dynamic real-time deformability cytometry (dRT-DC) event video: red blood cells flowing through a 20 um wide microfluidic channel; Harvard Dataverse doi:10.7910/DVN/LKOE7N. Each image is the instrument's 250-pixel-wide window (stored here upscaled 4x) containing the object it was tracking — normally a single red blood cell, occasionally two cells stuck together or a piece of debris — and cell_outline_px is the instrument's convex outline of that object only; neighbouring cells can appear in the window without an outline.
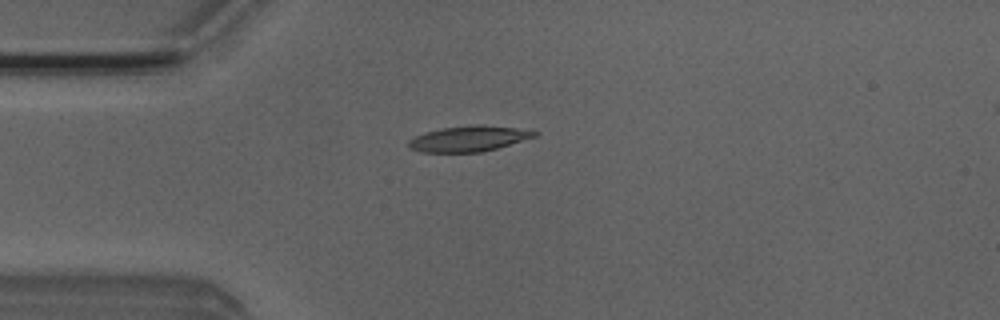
{"species": "Egyptian fruit bat (a non-hibernating species)", "species_latin": "Rousettus aegyptiacus", "temperature_condition": "room temperature", "stored_images_in_passage": 51, "camera_frame_rate_fps": 3000, "um_per_image_px": 0.085, "animal": {"sex": "male"}, "frame": {"image": 1, "passage_image": 13, "time_ms": 4.0, "image_size_px": [1000, 320], "cell_outline_px": [[536, 136], [496, 148], [480, 152], [420, 152], [408, 148], [408, 140], [424, 132], [440, 128], [472, 124], [480, 124], [516, 128], [536, 132]], "centroid_in_image_um": [39.76, 11.78], "position_along_channel_um": 45.2, "area_um2": 18.67}}
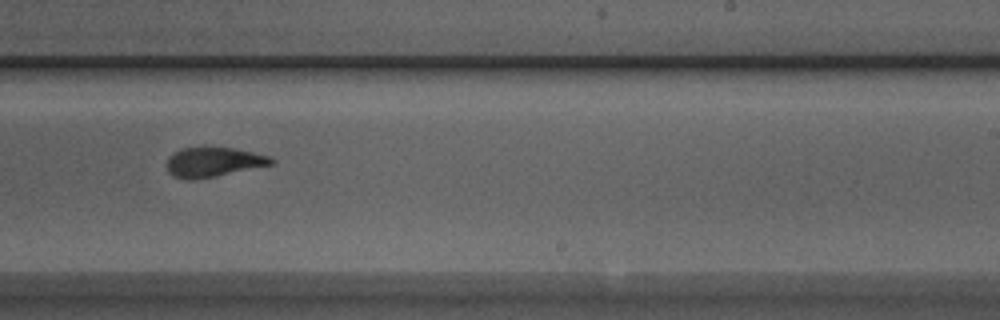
{"frame": {"image": 2, "passage_image": 31, "time_ms": 10.0, "image_size_px": [1000, 320], "cell_outline_px": [[276, 164], [216, 176], [192, 180], [184, 180], [172, 176], [168, 172], [168, 156], [180, 148], [204, 144], [236, 148], [272, 156], [276, 160]], "centroid_in_image_um": [18.17, 13.73], "position_along_channel_um": 270.8, "area_um2": 19.07}}
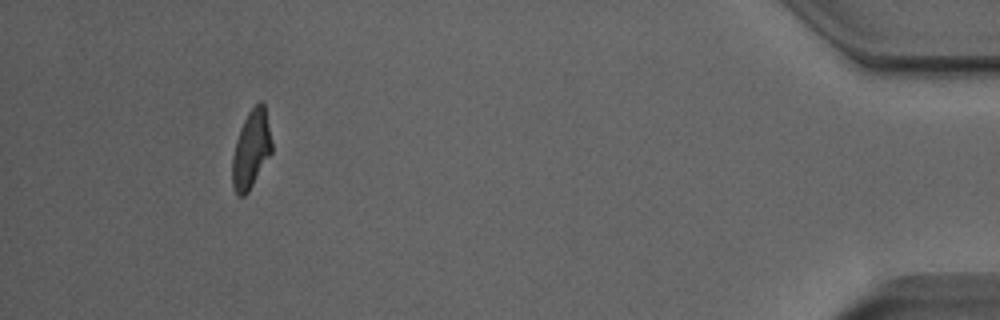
{"frame": {"image": 3, "passage_image": 47, "time_ms": 15.333, "image_size_px": [1000, 320], "cell_outline_px": [[272, 152], [248, 192], [244, 196], [236, 196], [232, 184], [232, 160], [236, 140], [240, 128], [248, 112], [260, 100], [264, 104], [272, 144]], "centroid_in_image_um": [21.33, 12.72], "position_along_channel_um": 413.9, "area_um2": 17.8}, "authors_computed_cell_mechanics": {"area_um2": 18.6116, "velocity_mm_per_s": 4.0142, "shape_relaxation_time_tau1_ms": 4.8577, "shape_relaxation_time_tau2_ms": 1.1688, "deformation_change_tau1": 0.1814, "deformation_change_tau2": 0.0757}}